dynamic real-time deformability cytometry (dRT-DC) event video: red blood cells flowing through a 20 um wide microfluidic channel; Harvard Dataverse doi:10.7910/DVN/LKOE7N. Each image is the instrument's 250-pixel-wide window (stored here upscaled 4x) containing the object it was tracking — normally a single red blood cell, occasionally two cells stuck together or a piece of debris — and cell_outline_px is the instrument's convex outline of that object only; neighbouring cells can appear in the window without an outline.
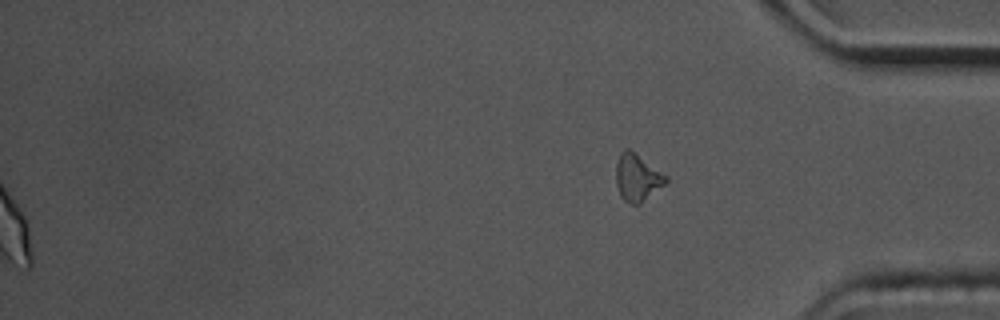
{"species": "common noctule bat (a hibernating species)", "species_latin": "Nyctalus noctula", "temperature_condition": "cold", "stored_images_in_passage": 59, "segment_of_instrument_passage": [2, 2], "camera_frame_rate_fps": 3000, "um_per_image_px": 0.085, "animal": {"sex": "male", "body_mass_g": 17.5, "forearm_length_mm": 52.3}, "frame": {"image": 1, "passage_image": 59, "time_ms": 19.333, "image_size_px": [1000, 320], "cell_outline_px": [[668, 180], [664, 184], [640, 204], [632, 204], [624, 200], [620, 196], [616, 184], [616, 164], [620, 152], [624, 148], [628, 148], [668, 176]], "centroid_in_image_um": [54.15, 15.09], "position_along_channel_um": 381.1, "area_um2": 13.58}}